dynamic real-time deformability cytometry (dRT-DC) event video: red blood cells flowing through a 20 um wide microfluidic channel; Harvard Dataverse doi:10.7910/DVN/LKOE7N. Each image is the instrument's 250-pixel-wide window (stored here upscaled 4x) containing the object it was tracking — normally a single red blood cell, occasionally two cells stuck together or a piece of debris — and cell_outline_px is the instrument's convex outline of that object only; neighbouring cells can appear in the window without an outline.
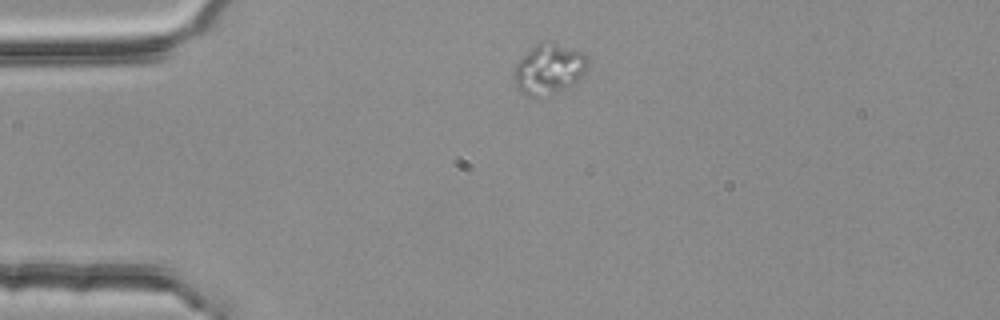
{"species": "common noctule bat (a hibernating species)", "species_latin": "Nyctalus noctula", "temperature_condition": "room temperature", "stored_images_in_passage": 2, "camera_frame_rate_fps": 3000, "um_per_image_px": 0.085, "animal": {"sex": "female", "body_mass_g": 25.1}, "frame": {"image": 1, "passage_image": 1, "time_ms": 0.0, "image_size_px": [1000, 320], "cell_outline_px": [[588, 64], [584, 72], [572, 84], [536, 96], [528, 96], [516, 84], [516, 64], [540, 40], [548, 40], [584, 52], [588, 56]], "centroid_in_image_um": [46.71, 5.77], "position_along_channel_um": 38.3, "area_um2": 20.63}}